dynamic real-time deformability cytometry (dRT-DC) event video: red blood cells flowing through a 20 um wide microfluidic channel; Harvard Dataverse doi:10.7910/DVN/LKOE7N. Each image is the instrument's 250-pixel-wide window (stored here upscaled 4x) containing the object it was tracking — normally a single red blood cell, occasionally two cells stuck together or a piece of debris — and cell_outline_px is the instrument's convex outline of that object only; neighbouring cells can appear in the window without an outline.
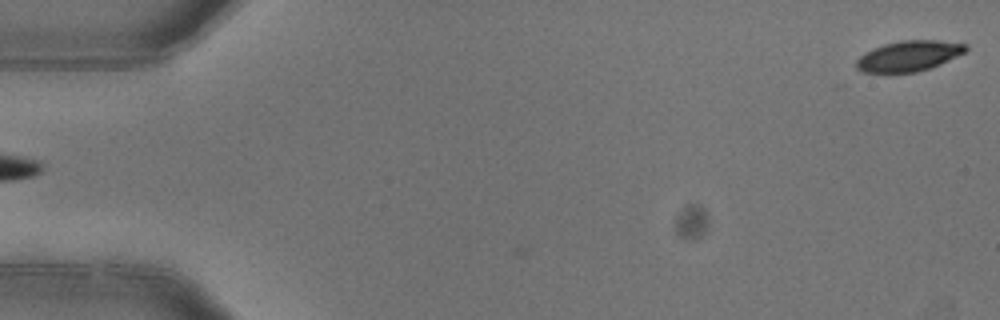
{"species": "common noctule bat (a hibernating species)", "species_latin": "Nyctalus noctula", "temperature_condition": "warm", "stored_images_in_passage": 6, "camera_frame_rate_fps": 3000, "um_per_image_px": 0.085, "animal": {"sex": "female"}, "frame": {"image": 1, "passage_image": 1, "time_ms": 0.0, "image_size_px": [1000, 320], "cell_outline_px": [[968, 48], [964, 52], [940, 64], [916, 72], [864, 72], [856, 68], [856, 60], [864, 52], [872, 48], [884, 44], [900, 40], [936, 40], [968, 44]], "centroid_in_image_um": [77.22, 4.74], "position_along_channel_um": 7.8, "area_um2": 19.31}}